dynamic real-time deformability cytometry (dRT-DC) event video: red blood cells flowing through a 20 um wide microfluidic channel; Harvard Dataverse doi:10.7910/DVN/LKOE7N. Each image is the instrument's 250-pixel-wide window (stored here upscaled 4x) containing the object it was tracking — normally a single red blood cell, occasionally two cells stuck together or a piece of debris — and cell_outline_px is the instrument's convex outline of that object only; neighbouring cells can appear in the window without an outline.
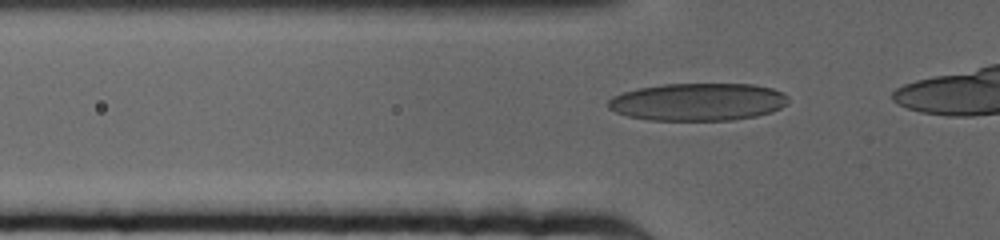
{"species": "human", "species_latin": "Homo sapiens", "temperature_condition": "cold", "stored_images_in_passage": 23, "camera_frame_rate_fps": 3000, "um_per_image_px": 0.085, "donor": {"sex": "female"}, "frame": {"image": 1, "passage_image": 15, "time_ms": 4.667, "image_size_px": [1000, 240], "cell_outline_px": [[788, 100], [780, 108], [772, 112], [756, 116], [732, 120], [648, 120], [628, 116], [616, 112], [608, 108], [608, 100], [612, 96], [636, 88], [664, 84], [752, 84], [772, 88], [784, 92], [788, 96]], "centroid_in_image_um": [59.32, 8.66], "position_along_channel_um": 66.5, "area_um2": 39.59}}
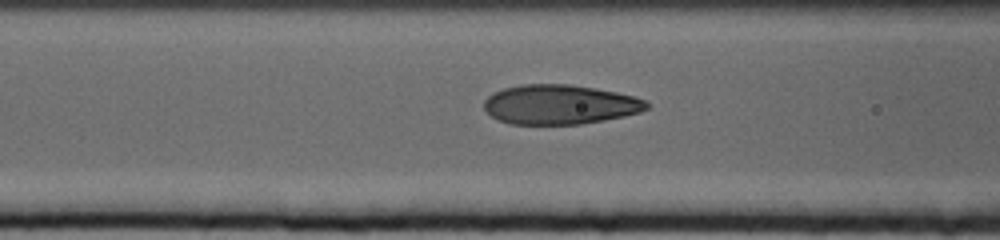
{"frame": {"image": 2, "passage_image": 20, "time_ms": 6.333, "image_size_px": [1000, 240], "cell_outline_px": [[648, 108], [640, 112], [624, 116], [604, 120], [580, 124], [512, 124], [500, 120], [492, 116], [484, 108], [484, 100], [492, 92], [504, 88], [520, 84], [568, 84], [596, 88], [636, 96], [644, 100], [648, 104]], "centroid_in_image_um": [47.58, 8.87], "position_along_channel_um": 119.0, "area_um2": 37.51}}